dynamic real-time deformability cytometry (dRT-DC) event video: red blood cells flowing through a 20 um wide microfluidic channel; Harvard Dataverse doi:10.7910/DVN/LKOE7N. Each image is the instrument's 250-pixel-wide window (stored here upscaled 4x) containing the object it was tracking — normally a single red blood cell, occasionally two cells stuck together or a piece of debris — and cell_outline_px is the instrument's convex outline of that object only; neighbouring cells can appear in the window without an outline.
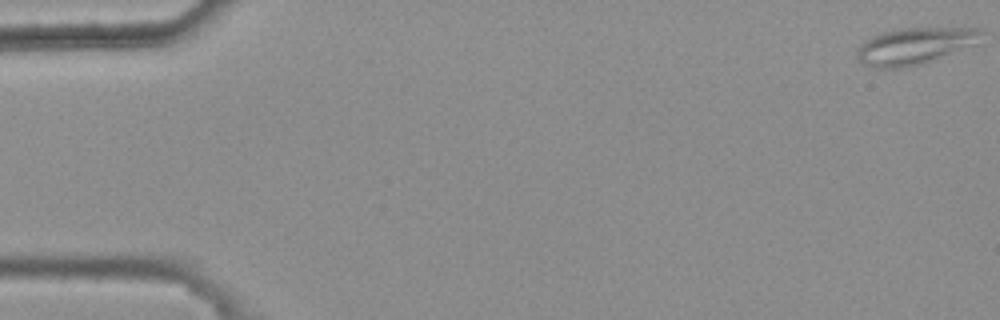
{"species": "common noctule bat (a hibernating species)", "species_latin": "Nyctalus noctula", "temperature_condition": "warm", "stored_images_in_passage": 5, "camera_frame_rate_fps": 3000, "um_per_image_px": 0.085, "animal": {"sex": "female", "body_mass_g": 25.1}, "frame": {"image": 1, "passage_image": 1, "time_ms": 0.0, "image_size_px": [1000, 320], "cell_outline_px": [[984, 32], [972, 44], [924, 64], [900, 68], [872, 68], [864, 64], [856, 56], [856, 52], [860, 44], [864, 40], [880, 32], [900, 28], [980, 28]], "centroid_in_image_um": [77.66, 3.91], "position_along_channel_um": 7.3, "area_um2": 26.36}}